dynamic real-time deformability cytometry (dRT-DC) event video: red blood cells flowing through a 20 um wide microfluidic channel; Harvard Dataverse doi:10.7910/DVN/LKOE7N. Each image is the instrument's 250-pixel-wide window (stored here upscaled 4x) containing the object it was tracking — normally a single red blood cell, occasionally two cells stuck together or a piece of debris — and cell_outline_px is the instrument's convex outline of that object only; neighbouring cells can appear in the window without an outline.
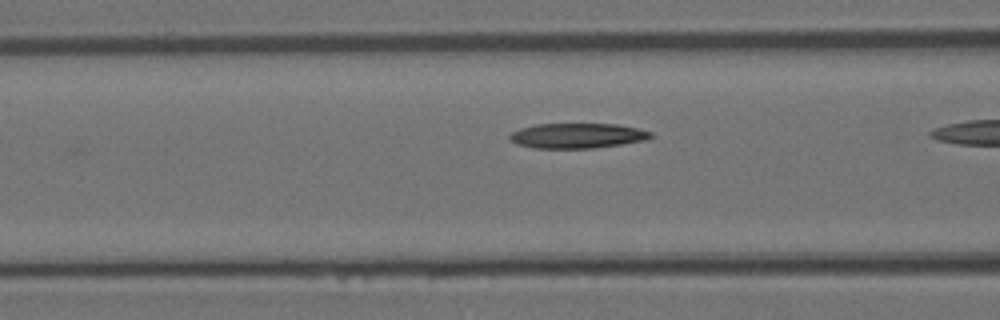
{"species": "Egyptian fruit bat (a non-hibernating species)", "species_latin": "Rousettus aegyptiacus", "temperature_condition": "room temperature", "stored_images_in_passage": 11, "camera_frame_rate_fps": 3000, "um_per_image_px": 0.085, "animal": {"sex": "female"}, "frame": {"image": 1, "passage_image": 4, "time_ms": 1.0, "image_size_px": [1000, 320], "cell_outline_px": [[652, 136], [644, 140], [620, 144], [592, 148], [532, 148], [516, 144], [508, 136], [512, 132], [520, 128], [536, 124], [616, 124], [636, 128], [652, 132]], "centroid_in_image_um": [49.02, 11.53], "position_along_channel_um": 117.6, "area_um2": 20.4}}
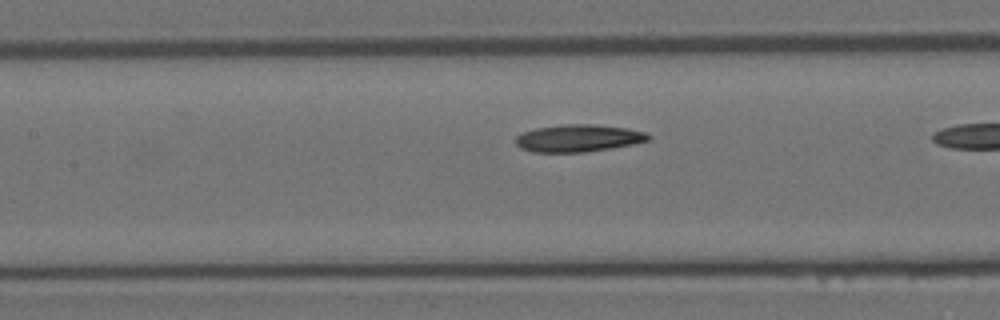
{"frame": {"image": 2, "passage_image": 7, "time_ms": 2.0, "image_size_px": [1000, 320], "cell_outline_px": [[652, 140], [632, 144], [584, 152], [532, 152], [520, 148], [516, 144], [516, 136], [524, 132], [536, 128], [564, 124], [592, 124], [628, 128], [644, 132], [652, 136]], "centroid_in_image_um": [49.17, 11.74], "position_along_channel_um": 158.2, "area_um2": 21.04}}
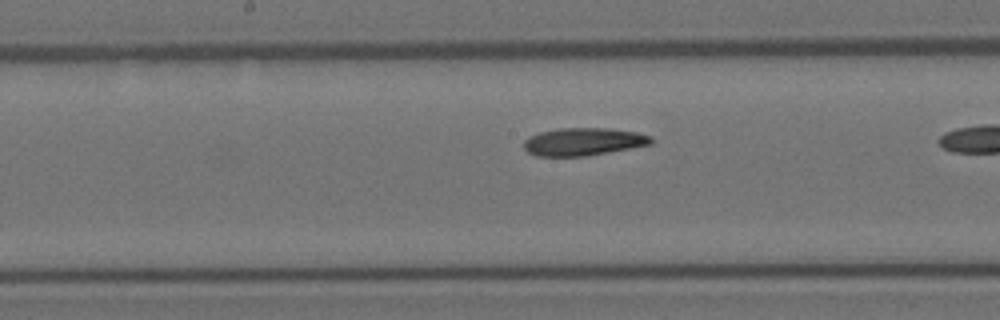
{"frame": {"image": 3, "passage_image": 10, "time_ms": 3.0, "image_size_px": [1000, 320], "cell_outline_px": [[652, 144], [584, 156], [536, 156], [528, 152], [524, 148], [524, 140], [528, 136], [540, 132], [556, 128], [608, 128], [636, 132], [652, 136]], "centroid_in_image_um": [49.55, 12.03], "position_along_channel_um": 198.6, "area_um2": 20.52}}